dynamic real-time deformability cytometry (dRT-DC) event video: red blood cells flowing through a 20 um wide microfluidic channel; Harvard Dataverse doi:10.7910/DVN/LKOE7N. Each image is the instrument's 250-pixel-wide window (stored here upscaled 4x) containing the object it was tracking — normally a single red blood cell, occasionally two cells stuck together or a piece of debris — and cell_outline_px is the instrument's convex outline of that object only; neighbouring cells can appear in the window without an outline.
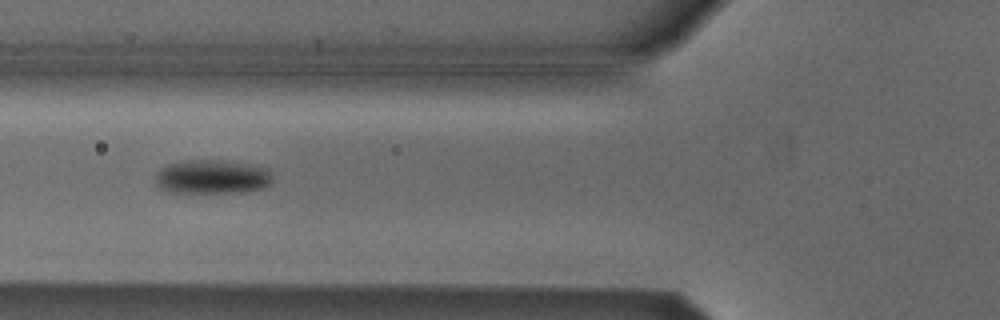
{"species": "Egyptian fruit bat (a non-hibernating species)", "species_latin": "Rousettus aegyptiacus", "temperature_condition": "cold", "stored_images_in_passage": 4, "camera_frame_rate_fps": 3000, "um_per_image_px": 0.085, "animal": {"sex": "male"}, "frame": {"image": 1, "passage_image": 2, "time_ms": 0.333, "image_size_px": [1000, 320], "cell_outline_px": [[272, 180], [264, 188], [244, 192], [172, 192], [160, 188], [156, 184], [156, 172], [164, 164], [180, 160], [228, 160], [252, 164], [268, 168], [272, 172]], "centroid_in_image_um": [18.04, 15.0], "position_along_channel_um": 107.8, "area_um2": 23.7}}
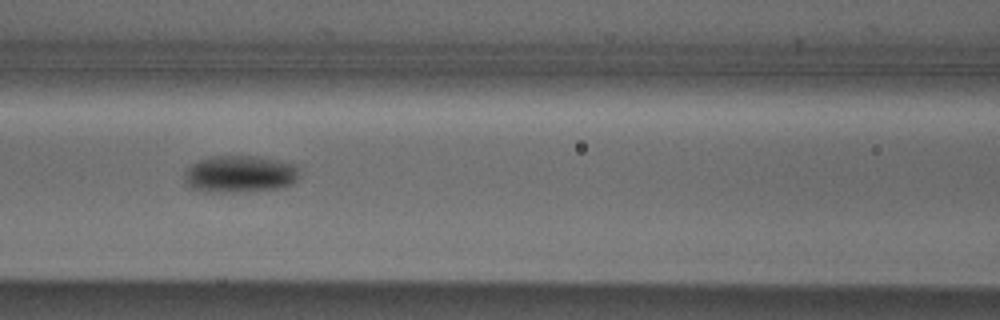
{"frame": {"image": 2, "passage_image": 3, "time_ms": 0.667, "image_size_px": [1000, 320], "cell_outline_px": [[300, 176], [292, 184], [280, 188], [232, 192], [204, 192], [188, 188], [184, 184], [184, 172], [196, 160], [212, 156], [256, 156], [296, 164], [300, 172]], "centroid_in_image_um": [20.35, 14.8], "position_along_channel_um": 146.3, "area_um2": 25.26}}
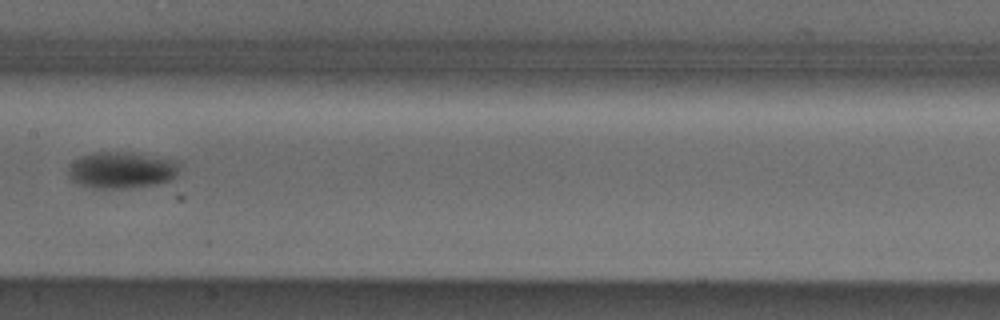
{"frame": {"image": 3, "passage_image": 4, "time_ms": 1.0, "image_size_px": [1000, 320], "cell_outline_px": [[180, 164], [176, 176], [168, 180], [156, 184], [128, 188], [92, 188], [80, 184], [72, 180], [68, 176], [68, 168], [80, 156], [92, 152], [132, 152], [180, 160]], "centroid_in_image_um": [10.36, 14.44], "position_along_channel_um": 197.0, "area_um2": 23.87}}